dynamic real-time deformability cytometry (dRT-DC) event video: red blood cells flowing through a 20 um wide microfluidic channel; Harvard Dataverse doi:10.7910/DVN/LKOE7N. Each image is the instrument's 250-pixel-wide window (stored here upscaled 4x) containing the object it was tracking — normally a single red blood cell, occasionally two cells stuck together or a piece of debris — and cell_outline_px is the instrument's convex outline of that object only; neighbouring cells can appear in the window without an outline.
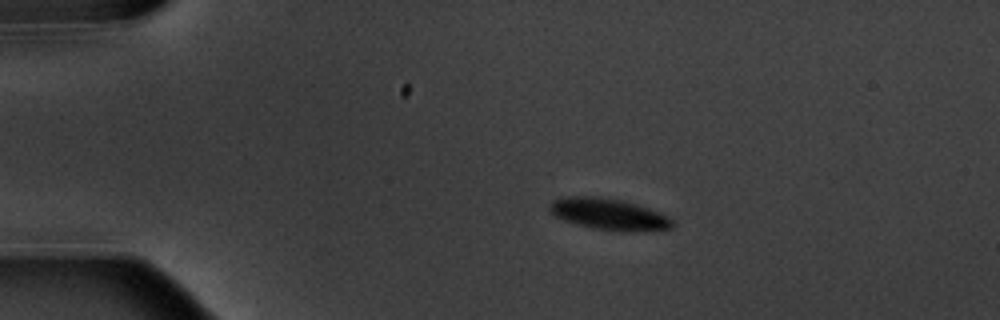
{"species": "common noctule bat (a hibernating species)", "species_latin": "Nyctalus noctula", "temperature_condition": "warm", "stored_images_in_passage": 4, "camera_frame_rate_fps": 3000, "um_per_image_px": 0.085, "animal": {"sex": "male", "body_mass_g": 20.1, "forearm_length_mm": 53.5}, "frame": {"image": 1, "passage_image": 3, "time_ms": 2.333, "image_size_px": [1000, 320], "cell_outline_px": [[676, 224], [672, 228], [636, 232], [620, 232], [588, 228], [564, 220], [556, 216], [548, 208], [552, 200], [560, 196], [596, 196], [620, 200], [636, 204], [648, 208], [668, 216]], "centroid_in_image_um": [51.75, 18.22], "position_along_channel_um": 33.3, "area_um2": 22.83}}